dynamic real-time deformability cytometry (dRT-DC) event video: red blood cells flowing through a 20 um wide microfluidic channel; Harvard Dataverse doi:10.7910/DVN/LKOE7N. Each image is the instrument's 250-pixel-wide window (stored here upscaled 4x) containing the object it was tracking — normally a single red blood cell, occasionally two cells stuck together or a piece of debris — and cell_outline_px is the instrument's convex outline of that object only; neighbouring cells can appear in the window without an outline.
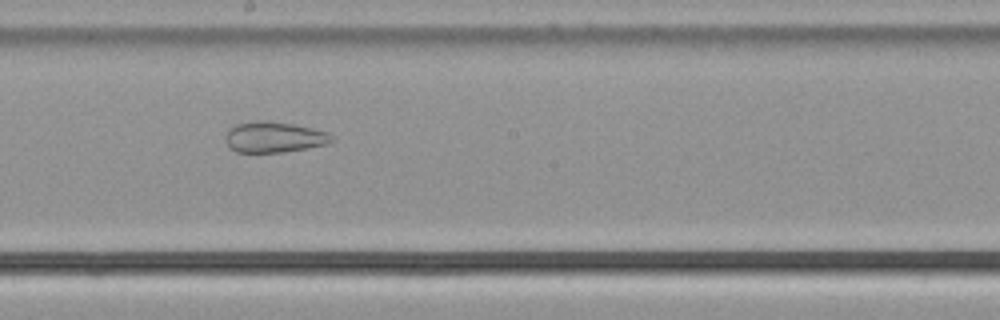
{"species": "common noctule bat (a hibernating species)", "species_latin": "Nyctalus noctula", "temperature_condition": "cold", "stored_images_in_passage": 54, "camera_frame_rate_fps": 3000, "um_per_image_px": 0.085, "animal": {"sex": "male", "body_mass_g": 21.5, "forearm_length_mm": 52.0}, "frame": {"image": 1, "passage_image": 30, "time_ms": 9.667, "image_size_px": [1000, 320], "cell_outline_px": [[336, 140], [324, 144], [284, 152], [236, 152], [224, 140], [224, 136], [228, 128], [236, 124], [252, 120], [268, 120], [292, 124], [312, 128], [328, 132]], "centroid_in_image_um": [23.25, 11.63], "position_along_channel_um": 225.0, "area_um2": 19.13}}
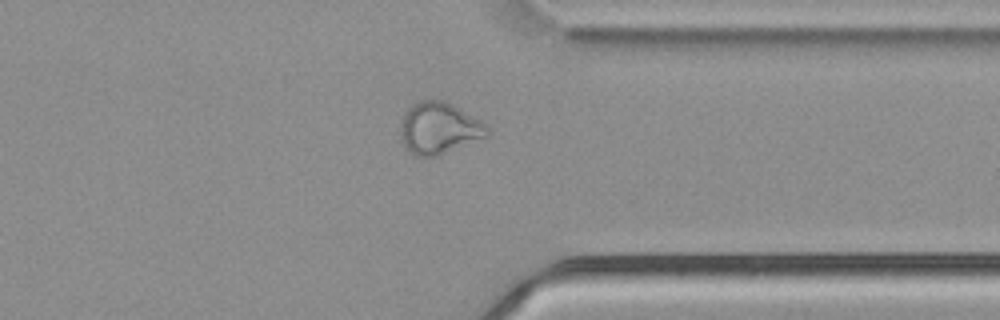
{"frame": {"image": 2, "passage_image": 42, "time_ms": 13.667, "image_size_px": [1000, 320], "cell_outline_px": [[492, 132], [488, 136], [436, 156], [416, 156], [404, 148], [400, 136], [400, 124], [408, 108], [412, 104], [420, 100], [444, 100], [452, 104], [480, 120]], "centroid_in_image_um": [37.3, 10.9], "position_along_channel_um": 374.1, "area_um2": 26.07}}
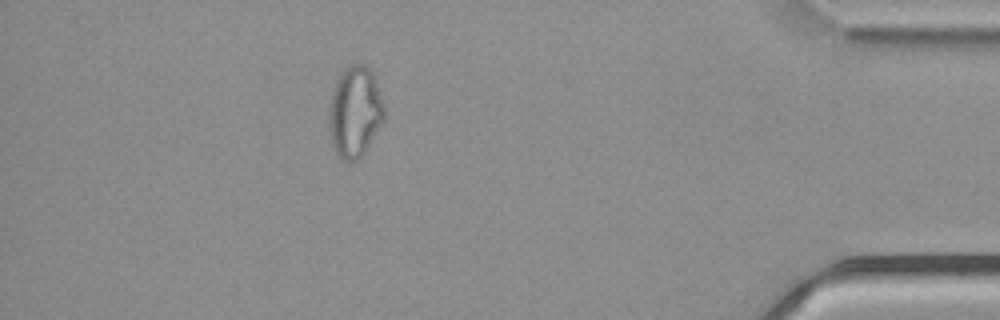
{"frame": {"image": 3, "passage_image": 48, "time_ms": 15.667, "image_size_px": [1000, 320], "cell_outline_px": [[384, 120], [364, 152], [360, 156], [352, 160], [344, 160], [336, 152], [332, 144], [328, 128], [328, 112], [332, 92], [336, 80], [340, 72], [344, 68], [352, 64], [364, 64], [372, 72], [384, 104]], "centroid_in_image_um": [30.14, 9.47], "position_along_channel_um": 405.1, "area_um2": 29.13}, "authors_computed_cell_mechanics": {"area_um2": 28.9289, "velocity_mm_per_s": 3.7909, "shape_relaxation_time_tau1_ms": null, "shape_relaxation_time_tau2_ms": 2.6718, "deformation_change_tau1": null, "deformation_change_tau2": 0.0977}}